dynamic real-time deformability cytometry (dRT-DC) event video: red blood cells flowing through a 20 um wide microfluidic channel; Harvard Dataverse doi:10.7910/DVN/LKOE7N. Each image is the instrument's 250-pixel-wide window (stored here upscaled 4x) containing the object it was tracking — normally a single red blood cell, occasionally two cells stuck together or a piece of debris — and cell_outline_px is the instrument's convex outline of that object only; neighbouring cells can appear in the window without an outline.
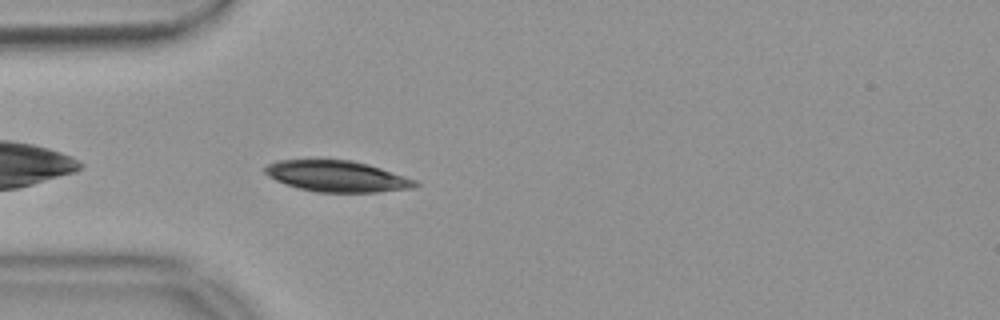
{"species": "common noctule bat (a hibernating species)", "species_latin": "Nyctalus noctula", "temperature_condition": "warm", "stored_images_in_passage": 31, "camera_frame_rate_fps": 3000, "um_per_image_px": 0.085, "animal": {"sex": "female", "body_mass_g": 18.4}, "frame": {"image": 1, "passage_image": 3, "time_ms": 0.667, "image_size_px": [1000, 320], "cell_outline_px": [[420, 184], [412, 188], [376, 192], [316, 192], [300, 188], [276, 180], [268, 176], [264, 172], [264, 168], [268, 164], [276, 160], [352, 160], [368, 164], [416, 180]], "centroid_in_image_um": [28.64, 14.98], "position_along_channel_um": 56.4, "area_um2": 26.93}}
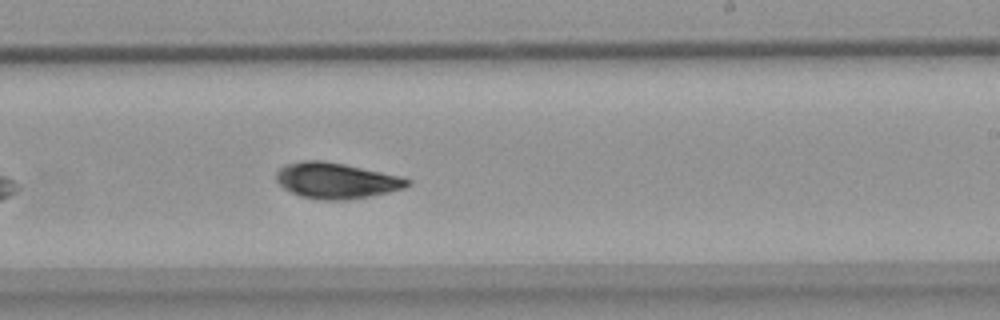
{"frame": {"image": 2, "passage_image": 20, "time_ms": 6.333, "image_size_px": [1000, 320], "cell_outline_px": [[412, 184], [404, 188], [388, 192], [348, 200], [324, 200], [300, 196], [284, 188], [276, 180], [276, 172], [284, 164], [304, 160], [324, 160], [344, 164], [400, 176], [412, 180]], "centroid_in_image_um": [28.58, 15.34], "position_along_channel_um": 260.4, "area_um2": 27.34}}
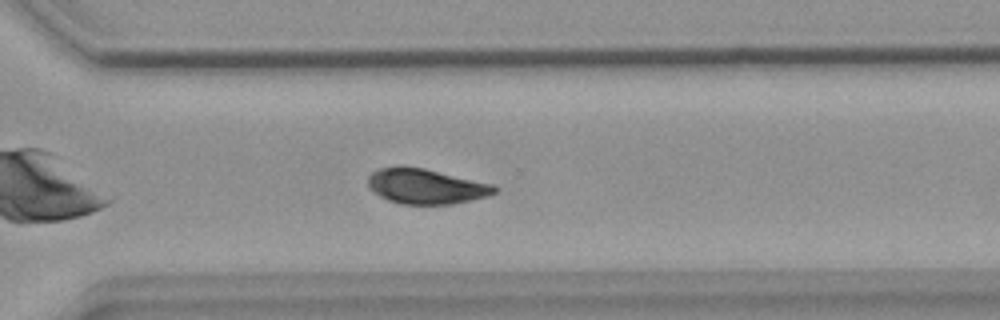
{"frame": {"image": 3, "passage_image": 26, "time_ms": 8.333, "image_size_px": [1000, 320], "cell_outline_px": [[500, 188], [496, 192], [488, 196], [472, 200], [452, 204], [400, 204], [388, 200], [372, 192], [368, 188], [368, 176], [376, 168], [424, 168], [496, 184]], "centroid_in_image_um": [36.26, 15.86], "position_along_channel_um": 334.3, "area_um2": 25.95}, "authors_computed_cell_mechanics": {"area_um2": 27.2816, "velocity_mm_per_s": 3.6863, "shape_relaxation_time_tau1_ms": 2.899, "shape_relaxation_time_tau2_ms": 3.6771, "deformation_change_tau1": 0.12, "deformation_change_tau2": 0.0702}}